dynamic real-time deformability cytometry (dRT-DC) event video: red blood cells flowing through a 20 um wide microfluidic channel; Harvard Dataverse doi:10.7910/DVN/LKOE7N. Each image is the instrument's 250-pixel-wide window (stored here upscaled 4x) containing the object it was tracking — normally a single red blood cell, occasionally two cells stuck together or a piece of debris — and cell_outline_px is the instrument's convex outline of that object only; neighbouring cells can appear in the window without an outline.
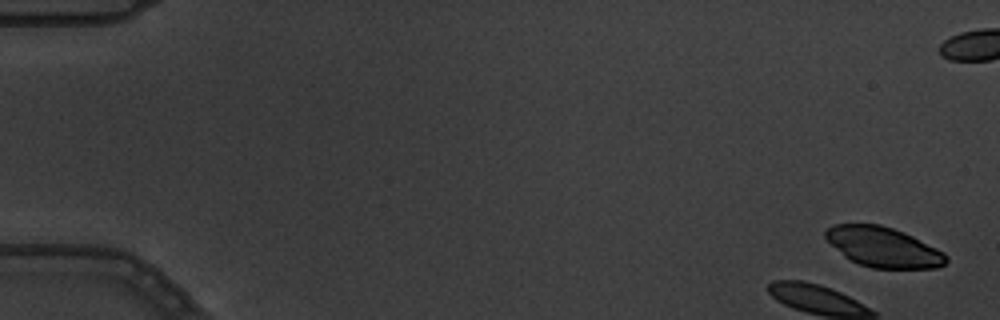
{"species": "common noctule bat (a hibernating species)", "species_latin": "Nyctalus noctula", "temperature_condition": "warm", "stored_images_in_passage": 8, "camera_frame_rate_fps": 3000, "um_per_image_px": 0.085, "animal": {"sex": "male", "body_mass_g": 19.5, "forearm_length_mm": 54.6}, "frame": {"image": 1, "passage_image": 1, "time_ms": 0.0, "image_size_px": [1000, 320], "cell_outline_px": [[948, 260], [944, 264], [936, 268], [872, 268], [860, 264], [844, 256], [824, 236], [824, 232], [832, 224], [880, 224], [904, 232], [944, 252], [948, 256]], "centroid_in_image_um": [75.09, 21.0], "position_along_channel_um": 9.9, "area_um2": 27.86}}